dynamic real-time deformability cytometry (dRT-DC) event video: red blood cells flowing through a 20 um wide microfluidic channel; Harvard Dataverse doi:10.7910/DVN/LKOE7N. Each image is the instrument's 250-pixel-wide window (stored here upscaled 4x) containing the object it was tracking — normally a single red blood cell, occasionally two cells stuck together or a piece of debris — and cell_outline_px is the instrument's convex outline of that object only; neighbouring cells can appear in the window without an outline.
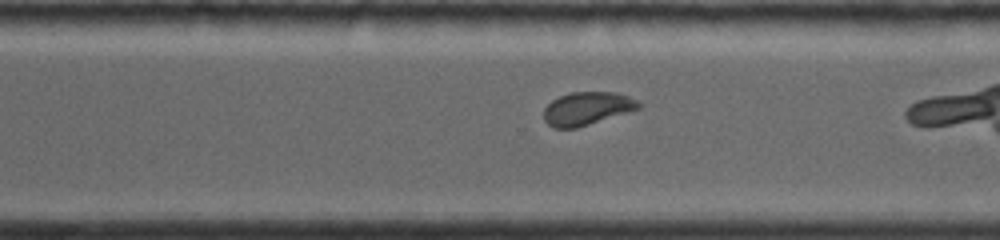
{"species": "common noctule bat (a hibernating species)", "species_latin": "Nyctalus noctula", "temperature_condition": "room temperature", "stored_images_in_passage": 39, "camera_frame_rate_fps": 4000, "um_per_image_px": 0.085, "animal": {"sex": "female", "body_mass_g": 19.0, "forearm_length_mm": 56.7}, "frame": {"image": 1, "passage_image": 28, "time_ms": 6.75, "image_size_px": [1000, 240], "cell_outline_px": [[640, 108], [576, 128], [552, 128], [544, 120], [544, 108], [552, 100], [560, 96], [572, 92], [616, 92], [628, 96], [636, 100], [640, 104]], "centroid_in_image_um": [49.86, 9.22], "position_along_channel_um": 320.7, "area_um2": 18.09}}